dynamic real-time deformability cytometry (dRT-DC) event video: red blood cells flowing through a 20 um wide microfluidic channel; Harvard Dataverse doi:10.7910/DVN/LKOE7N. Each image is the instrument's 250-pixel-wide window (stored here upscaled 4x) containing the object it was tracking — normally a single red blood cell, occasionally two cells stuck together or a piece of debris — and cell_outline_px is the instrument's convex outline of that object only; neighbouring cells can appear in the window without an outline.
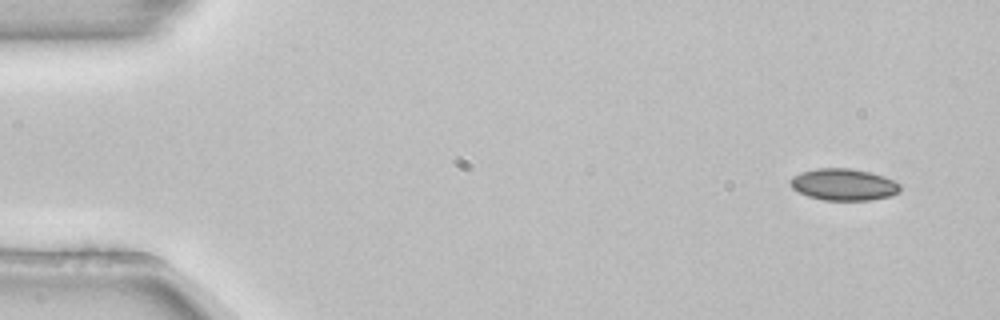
{"species": "common noctule bat (a hibernating species)", "species_latin": "Nyctalus noctula", "temperature_condition": "room temperature", "stored_images_in_passage": 4, "camera_frame_rate_fps": 3000, "um_per_image_px": 0.085, "animal": {"sex": "female", "body_mass_g": 22.7, "forearm_length_mm": 54.2}, "frame": {"image": 1, "passage_image": 1, "time_ms": 0.0, "image_size_px": [1000, 320], "cell_outline_px": [[900, 192], [888, 196], [872, 200], [824, 200], [808, 196], [792, 188], [792, 176], [800, 172], [816, 168], [852, 168], [872, 172], [884, 176], [900, 184]], "centroid_in_image_um": [71.73, 15.67], "position_along_channel_um": 13.3, "area_um2": 20.29}}
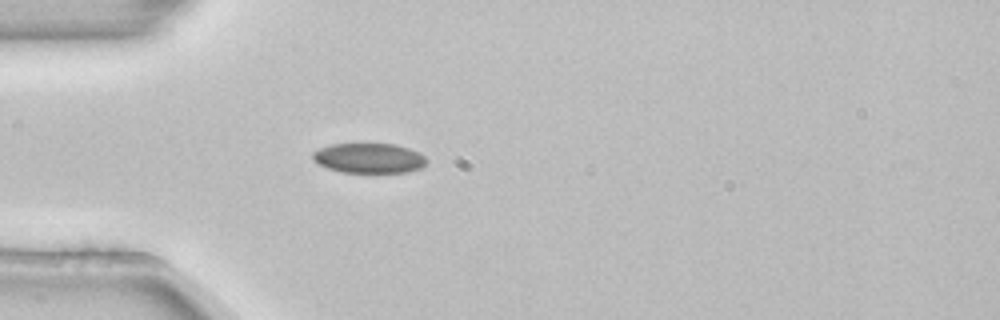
{"frame": {"image": 2, "passage_image": 4, "time_ms": 1.0, "image_size_px": [1000, 320], "cell_outline_px": [[428, 160], [420, 168], [408, 172], [344, 172], [328, 168], [320, 164], [312, 156], [312, 152], [320, 148], [332, 144], [396, 144], [420, 152]], "centroid_in_image_um": [31.4, 13.43], "position_along_channel_um": 53.6, "area_um2": 19.65}}